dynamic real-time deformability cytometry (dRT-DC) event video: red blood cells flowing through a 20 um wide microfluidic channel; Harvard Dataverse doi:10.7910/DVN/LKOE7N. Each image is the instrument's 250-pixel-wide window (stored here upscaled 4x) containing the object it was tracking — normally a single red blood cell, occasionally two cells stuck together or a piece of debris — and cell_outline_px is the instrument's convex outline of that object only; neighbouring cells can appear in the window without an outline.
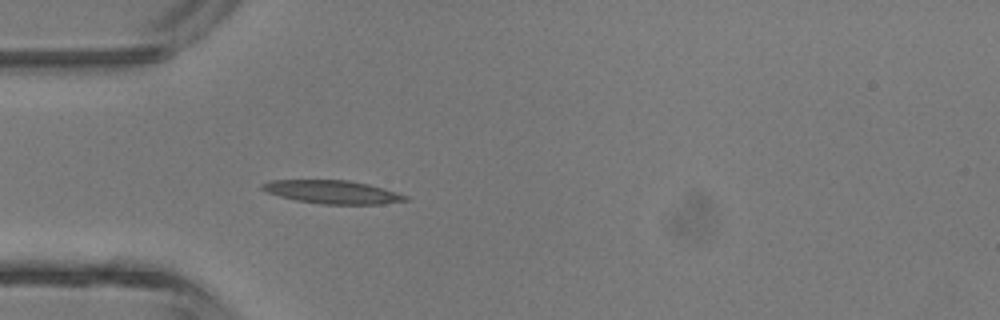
{"species": "common noctule bat (a hibernating species)", "species_latin": "Nyctalus noctula", "temperature_condition": "room temperature", "stored_images_in_passage": 4, "camera_frame_rate_fps": 3000, "um_per_image_px": 0.085, "animal": {"sex": "male", "body_mass_g": 13.3}, "frame": {"image": 1, "passage_image": 4, "time_ms": 3.667, "image_size_px": [1000, 320], "cell_outline_px": [[408, 200], [380, 204], [320, 204], [296, 200], [280, 196], [268, 192], [260, 188], [260, 184], [268, 180], [348, 180], [368, 184], [384, 188], [408, 196]], "centroid_in_image_um": [28.24, 16.31], "position_along_channel_um": 56.8, "area_um2": 19.36}}